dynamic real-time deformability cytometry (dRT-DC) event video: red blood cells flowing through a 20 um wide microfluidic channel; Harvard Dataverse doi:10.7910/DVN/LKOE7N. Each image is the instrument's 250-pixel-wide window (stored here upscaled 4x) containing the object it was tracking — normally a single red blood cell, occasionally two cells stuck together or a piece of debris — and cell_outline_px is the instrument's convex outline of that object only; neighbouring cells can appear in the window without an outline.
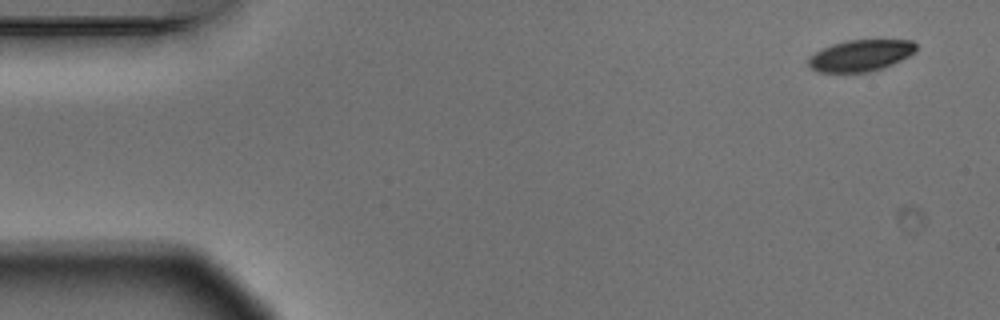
{"species": "Egyptian fruit bat (a non-hibernating species)", "species_latin": "Rousettus aegyptiacus", "temperature_condition": "warm", "stored_images_in_passage": 5, "camera_frame_rate_fps": 3000, "um_per_image_px": 0.085, "animal": {"sex": "male"}, "frame": {"image": 1, "passage_image": 1, "time_ms": 0.0, "image_size_px": [1000, 320], "cell_outline_px": [[916, 52], [884, 68], [868, 72], [816, 72], [808, 64], [808, 56], [832, 44], [848, 40], [912, 40], [916, 44]], "centroid_in_image_um": [73.15, 4.72], "position_along_channel_um": 11.8, "area_um2": 19.71}}
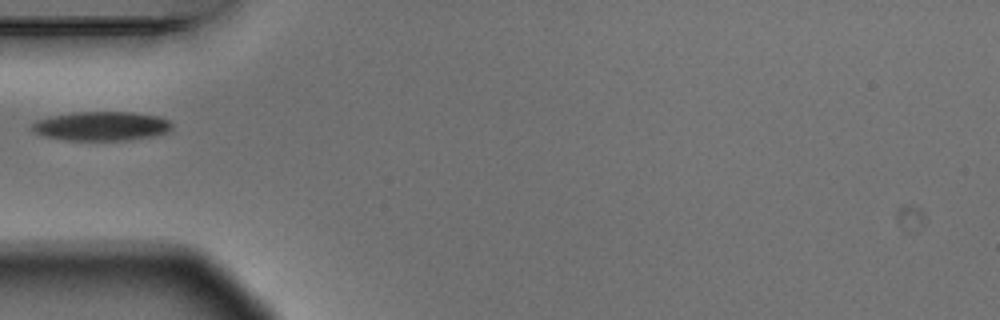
{"frame": {"image": 2, "passage_image": 4, "time_ms": 1.0, "image_size_px": [1000, 320], "cell_outline_px": [[172, 128], [168, 132], [156, 136], [128, 140], [64, 140], [44, 136], [36, 132], [32, 128], [32, 124], [36, 120], [52, 116], [72, 112], [132, 112], [160, 116], [168, 120], [172, 124]], "centroid_in_image_um": [8.67, 10.72], "position_along_channel_um": 76.3, "area_um2": 23.87}}
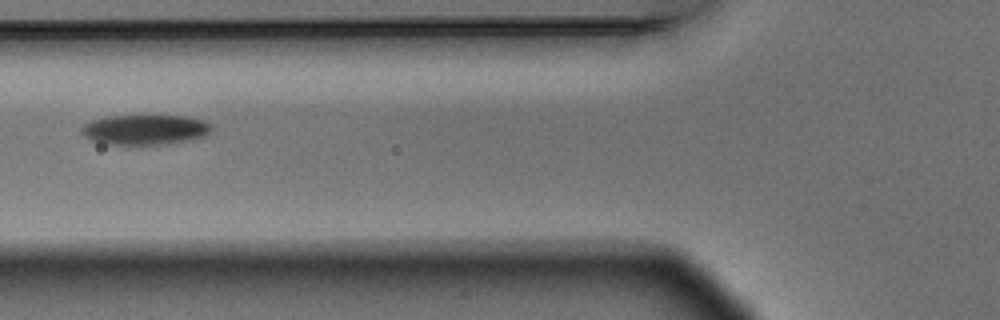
{"frame": {"image": 3, "passage_image": 5, "time_ms": 1.333, "image_size_px": [1000, 320], "cell_outline_px": [[212, 132], [208, 136], [192, 140], [168, 144], [108, 144], [92, 140], [84, 136], [80, 132], [80, 128], [84, 124], [92, 120], [108, 116], [188, 116], [204, 120], [212, 124]], "centroid_in_image_um": [12.4, 11.02], "position_along_channel_um": 113.4, "area_um2": 23.06}}